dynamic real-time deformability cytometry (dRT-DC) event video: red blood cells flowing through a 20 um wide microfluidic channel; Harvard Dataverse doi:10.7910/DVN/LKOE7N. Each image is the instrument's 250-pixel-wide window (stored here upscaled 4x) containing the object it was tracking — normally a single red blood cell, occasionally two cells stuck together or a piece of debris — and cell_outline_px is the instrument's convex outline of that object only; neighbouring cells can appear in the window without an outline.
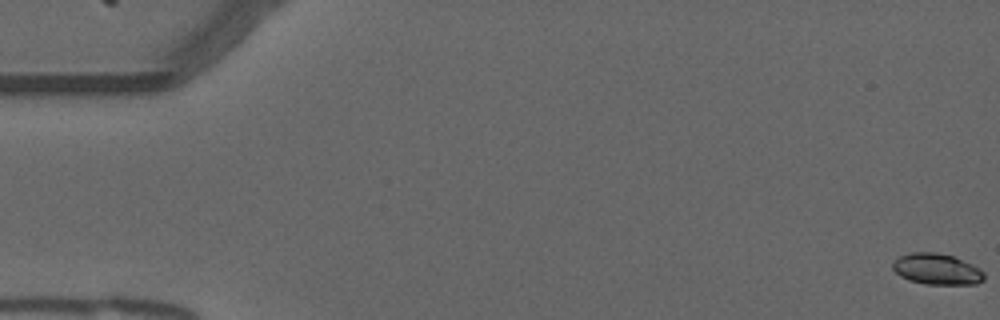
{"species": "common noctule bat (a hibernating species)", "species_latin": "Nyctalus noctula", "temperature_condition": "warm", "stored_images_in_passage": 56, "camera_frame_rate_fps": 3000, "um_per_image_px": 0.085, "animal": {"sex": "male", "forearm_length_mm": 52.5}, "frame": {"image": 1, "passage_image": 1, "time_ms": 0.0, "image_size_px": [1000, 320], "cell_outline_px": [[984, 280], [976, 284], [924, 284], [908, 280], [900, 276], [892, 268], [892, 264], [900, 256], [912, 252], [936, 252], [952, 256], [972, 264], [980, 268], [984, 272]], "centroid_in_image_um": [79.64, 22.88], "position_along_channel_um": 5.4, "area_um2": 16.53}}
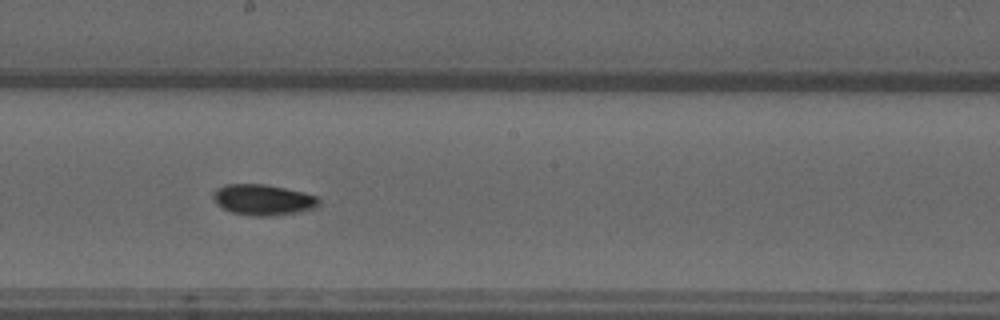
{"frame": {"image": 2, "passage_image": 31, "time_ms": 10.0, "image_size_px": [1000, 320], "cell_outline_px": [[320, 204], [316, 208], [300, 212], [272, 216], [252, 216], [232, 212], [216, 204], [212, 196], [212, 192], [216, 188], [224, 184], [264, 184], [304, 192], [316, 196], [320, 200]], "centroid_in_image_um": [22.36, 16.98], "position_along_channel_um": 225.8, "area_um2": 19.19}}
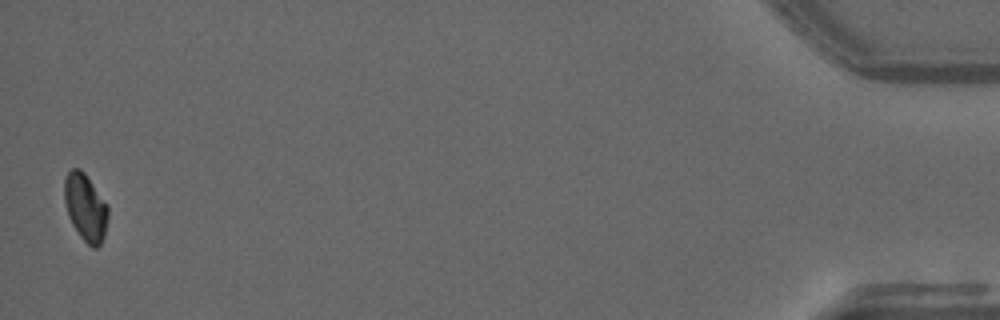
{"frame": {"image": 3, "passage_image": 55, "time_ms": 18.0, "image_size_px": [1000, 320], "cell_outline_px": [[108, 216], [104, 236], [100, 244], [96, 248], [92, 248], [80, 236], [72, 224], [68, 216], [64, 200], [64, 180], [68, 172], [72, 168], [80, 168], [84, 172], [108, 204]], "centroid_in_image_um": [7.26, 17.61], "position_along_channel_um": 427.9, "area_um2": 17.17}, "authors_computed_cell_mechanics": {"area_um2": 17.3111, "velocity_mm_per_s": 3.7443, "shape_relaxation_time_tau1_ms": 6.2925, "shape_relaxation_time_tau2_ms": null, "deformation_change_tau1": 0.1557, "deformation_change_tau2": null}}